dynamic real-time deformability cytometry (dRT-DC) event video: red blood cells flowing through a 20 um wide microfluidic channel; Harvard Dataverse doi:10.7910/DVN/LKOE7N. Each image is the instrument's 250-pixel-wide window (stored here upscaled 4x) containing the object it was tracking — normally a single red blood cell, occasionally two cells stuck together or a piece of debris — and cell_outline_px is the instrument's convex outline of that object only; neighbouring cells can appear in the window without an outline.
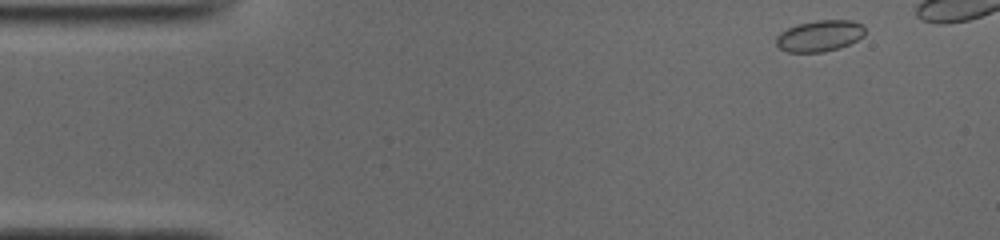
{"species": "common noctule bat (a hibernating species)", "species_latin": "Nyctalus noctula", "temperature_condition": "cold", "stored_images_in_passage": 38, "camera_frame_rate_fps": 3000, "um_per_image_px": 0.085, "animal": {"sex": "male", "body_mass_g": 19.0, "forearm_length_mm": 50.8}, "frame": {"image": 1, "passage_image": 1, "time_ms": 0.0, "image_size_px": [1000, 240], "cell_outline_px": [[864, 36], [848, 44], [824, 52], [788, 52], [780, 48], [776, 44], [776, 36], [780, 32], [796, 24], [816, 20], [852, 20], [864, 24]], "centroid_in_image_um": [69.66, 3.03], "position_along_channel_um": 15.3, "area_um2": 16.18}}
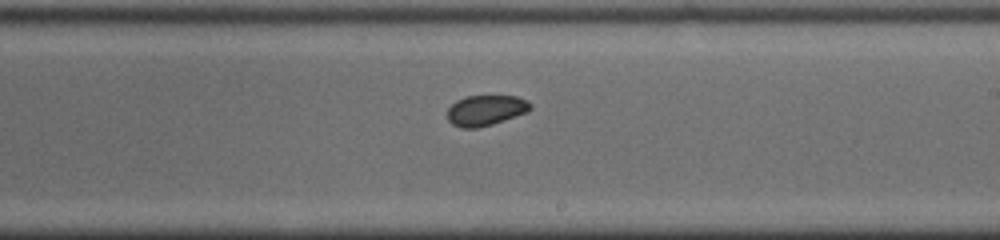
{"frame": {"image": 2, "passage_image": 26, "time_ms": 8.333, "image_size_px": [1000, 240], "cell_outline_px": [[532, 108], [528, 112], [492, 124], [476, 128], [460, 128], [452, 124], [448, 120], [448, 108], [456, 100], [464, 96], [516, 96], [528, 100], [532, 104]], "centroid_in_image_um": [41.3, 9.37], "position_along_channel_um": 247.7, "area_um2": 14.85}}
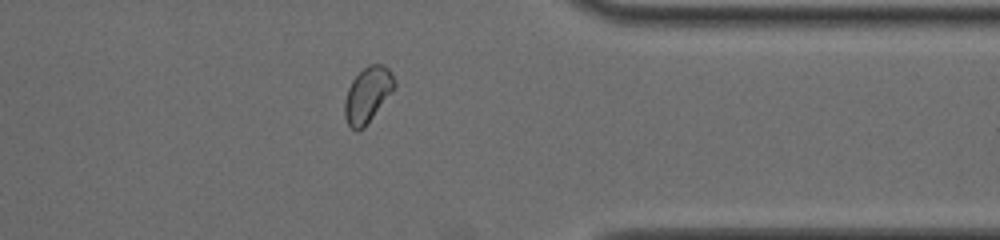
{"frame": {"image": 3, "passage_image": 37, "time_ms": 12.0, "image_size_px": [1000, 240], "cell_outline_px": [[396, 84], [364, 128], [356, 132], [348, 124], [344, 116], [344, 100], [348, 88], [352, 80], [368, 64], [384, 64], [388, 68], [396, 80]], "centroid_in_image_um": [31.22, 8.04], "position_along_channel_um": 380.2, "area_um2": 15.84}}